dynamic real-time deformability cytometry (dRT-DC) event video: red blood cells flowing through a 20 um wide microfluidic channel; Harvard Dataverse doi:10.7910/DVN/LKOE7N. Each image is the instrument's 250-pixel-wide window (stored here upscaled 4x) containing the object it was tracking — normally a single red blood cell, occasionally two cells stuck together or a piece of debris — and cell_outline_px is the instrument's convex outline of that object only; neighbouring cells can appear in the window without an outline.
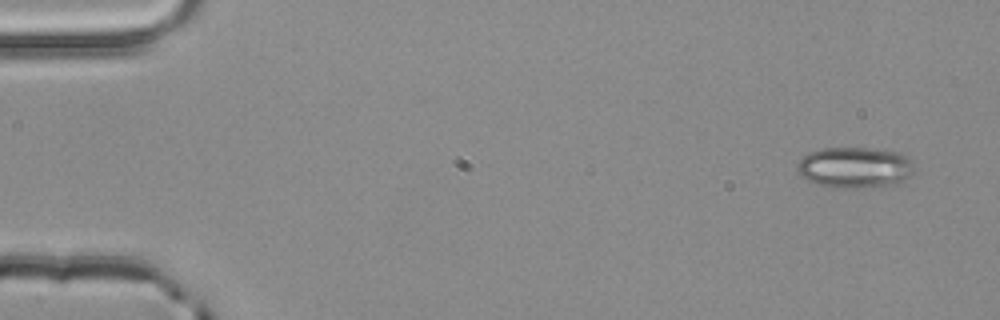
{"species": "common noctule bat (a hibernating species)", "species_latin": "Nyctalus noctula", "temperature_condition": "room temperature", "stored_images_in_passage": 5, "camera_frame_rate_fps": 3000, "um_per_image_px": 0.085, "animal": {"sex": "male", "body_mass_g": 20.4}, "frame": {"image": 1, "passage_image": 1, "time_ms": 0.0, "image_size_px": [1000, 320], "cell_outline_px": [[916, 172], [900, 184], [856, 188], [840, 188], [820, 184], [808, 180], [800, 176], [796, 168], [796, 164], [808, 152], [824, 148], [868, 148], [900, 152], [908, 156]], "centroid_in_image_um": [72.7, 14.23], "position_along_channel_um": 12.3, "area_um2": 28.21}}
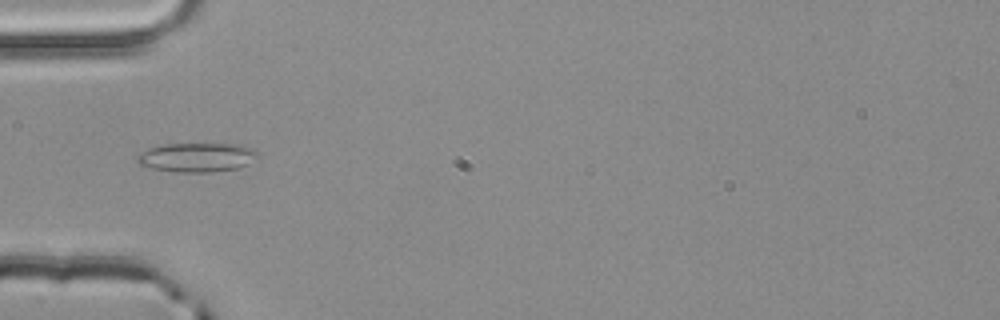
{"frame": {"image": 2, "passage_image": 4, "time_ms": 1.0, "image_size_px": [1000, 320], "cell_outline_px": [[256, 156], [248, 164], [240, 168], [212, 172], [176, 172], [152, 168], [140, 164], [136, 160], [136, 156], [148, 148], [164, 144], [240, 144], [256, 148]], "centroid_in_image_um": [16.75, 13.37], "position_along_channel_um": 68.3, "area_um2": 20.52}}
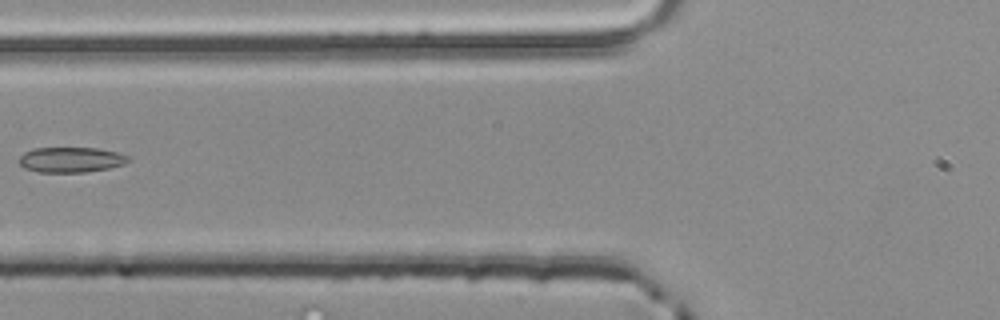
{"frame": {"image": 3, "passage_image": 5, "time_ms": 1.333, "image_size_px": [1000, 320], "cell_outline_px": [[128, 160], [124, 164], [108, 168], [84, 172], [36, 172], [24, 168], [20, 164], [20, 156], [24, 152], [36, 148], [96, 148], [116, 152], [128, 156]], "centroid_in_image_um": [5.99, 13.58], "position_along_channel_um": 119.8, "area_um2": 15.9}}